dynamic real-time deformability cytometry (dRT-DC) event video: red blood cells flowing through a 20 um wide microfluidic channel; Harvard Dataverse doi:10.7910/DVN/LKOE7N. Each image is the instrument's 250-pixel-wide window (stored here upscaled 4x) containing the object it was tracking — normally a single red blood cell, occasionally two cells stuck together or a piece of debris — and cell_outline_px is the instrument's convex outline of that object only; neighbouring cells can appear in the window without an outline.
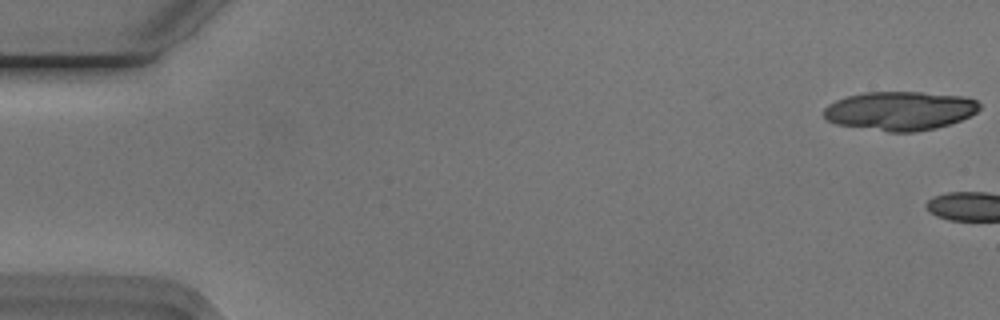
{"species": "Egyptian fruit bat (a non-hibernating species)", "species_latin": "Rousettus aegyptiacus", "temperature_condition": "cold", "stored_images_in_passage": 9, "camera_frame_rate_fps": 3000, "um_per_image_px": 0.085, "animal": {"sex": "male"}, "frame": {"image": 1, "passage_image": 1, "time_ms": 0.0, "image_size_px": [1000, 320], "cell_outline_px": [[980, 108], [976, 112], [960, 120], [936, 128], [916, 132], [888, 132], [836, 124], [828, 120], [824, 116], [824, 108], [828, 104], [836, 100], [848, 96], [864, 92], [924, 92], [964, 96], [976, 100], [980, 104]], "centroid_in_image_um": [76.49, 9.41], "position_along_channel_um": 8.5, "area_um2": 35.32}}